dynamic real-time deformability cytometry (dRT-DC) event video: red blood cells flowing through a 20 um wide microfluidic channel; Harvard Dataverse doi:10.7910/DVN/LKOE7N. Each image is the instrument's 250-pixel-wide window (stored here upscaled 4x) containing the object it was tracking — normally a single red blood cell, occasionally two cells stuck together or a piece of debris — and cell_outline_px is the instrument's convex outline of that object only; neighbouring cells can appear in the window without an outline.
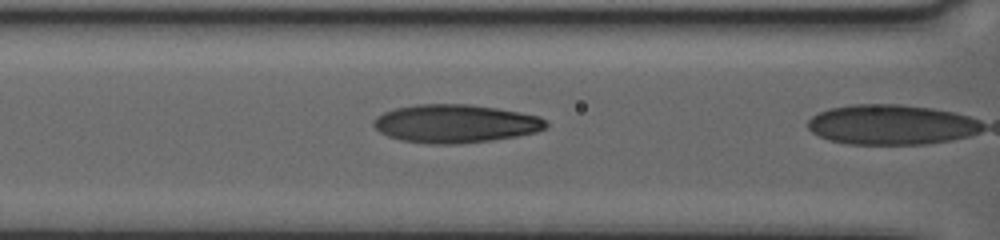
{"species": "human", "species_latin": "Homo sapiens", "temperature_condition": "warm", "stored_images_in_passage": 30, "camera_frame_rate_fps": 3000, "um_per_image_px": 0.085, "donor": {"sex": "female"}, "frame": {"image": 1, "passage_image": 29, "time_ms": 9.333, "image_size_px": [1000, 240], "cell_outline_px": [[548, 124], [544, 128], [536, 132], [516, 136], [492, 140], [456, 144], [428, 144], [400, 140], [388, 136], [380, 132], [372, 124], [372, 120], [376, 116], [384, 112], [396, 108], [416, 104], [468, 104], [496, 108], [520, 112], [540, 116]], "centroid_in_image_um": [38.67, 10.51], "position_along_channel_um": 127.9, "area_um2": 38.49}}